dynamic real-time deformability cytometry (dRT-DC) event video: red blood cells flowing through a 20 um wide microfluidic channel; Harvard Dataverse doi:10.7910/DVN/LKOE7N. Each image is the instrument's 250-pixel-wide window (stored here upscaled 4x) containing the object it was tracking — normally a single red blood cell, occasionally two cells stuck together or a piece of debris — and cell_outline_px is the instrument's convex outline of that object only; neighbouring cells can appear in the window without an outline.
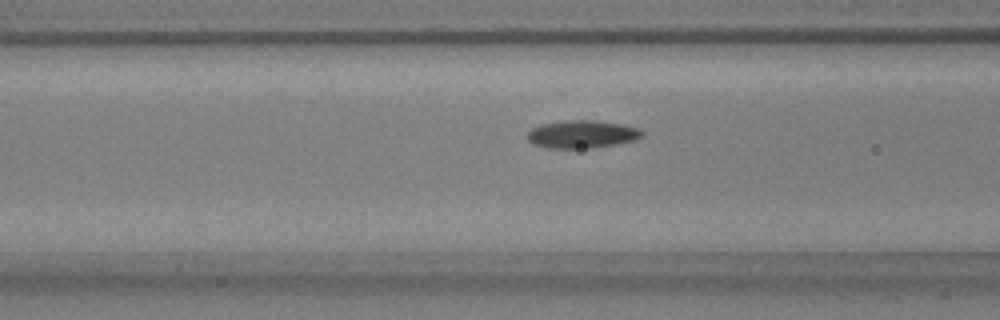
{"species": "common noctule bat (a hibernating species)", "species_latin": "Nyctalus noctula", "temperature_condition": "warm", "stored_images_in_passage": 31, "camera_frame_rate_fps": 3000, "um_per_image_px": 0.085, "animal": {"sex": "male", "body_mass_g": 17.9, "forearm_length_mm": 54.2}, "frame": {"image": 1, "passage_image": 5, "time_ms": 1.333, "image_size_px": [1000, 320], "cell_outline_px": [[644, 136], [636, 140], [616, 144], [592, 148], [548, 148], [532, 144], [528, 140], [528, 132], [532, 128], [540, 124], [568, 120], [592, 120], [620, 124], [640, 128], [644, 132]], "centroid_in_image_um": [49.49, 11.41], "position_along_channel_um": 117.1, "area_um2": 18.67}}
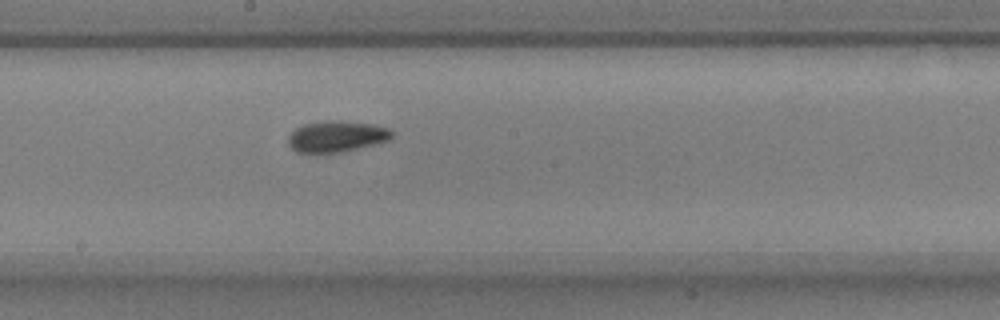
{"frame": {"image": 2, "passage_image": 13, "time_ms": 4.0, "image_size_px": [1000, 320], "cell_outline_px": [[392, 136], [388, 140], [344, 152], [316, 156], [296, 152], [288, 144], [288, 136], [296, 128], [304, 124], [328, 120], [340, 120], [372, 124], [388, 128], [392, 132]], "centroid_in_image_um": [28.54, 11.64], "position_along_channel_um": 219.7, "area_um2": 19.36}}
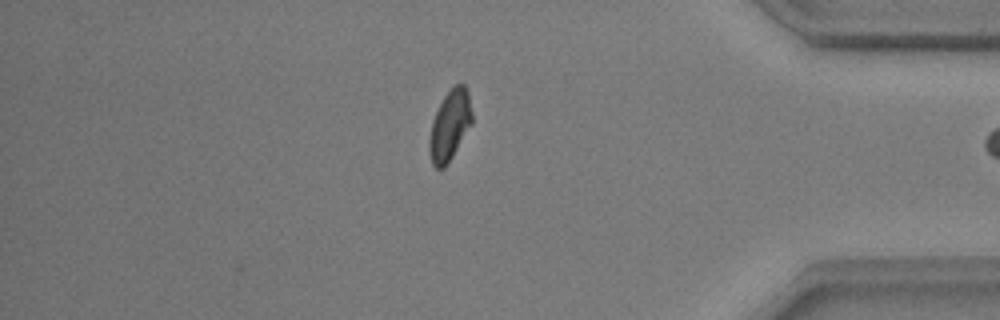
{"frame": {"image": 3, "passage_image": 29, "time_ms": 9.333, "image_size_px": [1000, 320], "cell_outline_px": [[472, 124], [448, 164], [444, 168], [436, 168], [432, 164], [428, 152], [428, 140], [432, 120], [444, 96], [456, 84], [464, 84], [468, 92], [472, 112]], "centroid_in_image_um": [38.22, 10.7], "position_along_channel_um": 397.0, "area_um2": 17.57}, "authors_computed_cell_mechanics": {"area_um2": 17.918, "velocity_mm_per_s": 3.8439, "shape_relaxation_time_tau1_ms": 3.5997, "shape_relaxation_time_tau2_ms": 3.4239, "deformation_change_tau1": 0.1372, "deformation_change_tau2": 0.0896}}